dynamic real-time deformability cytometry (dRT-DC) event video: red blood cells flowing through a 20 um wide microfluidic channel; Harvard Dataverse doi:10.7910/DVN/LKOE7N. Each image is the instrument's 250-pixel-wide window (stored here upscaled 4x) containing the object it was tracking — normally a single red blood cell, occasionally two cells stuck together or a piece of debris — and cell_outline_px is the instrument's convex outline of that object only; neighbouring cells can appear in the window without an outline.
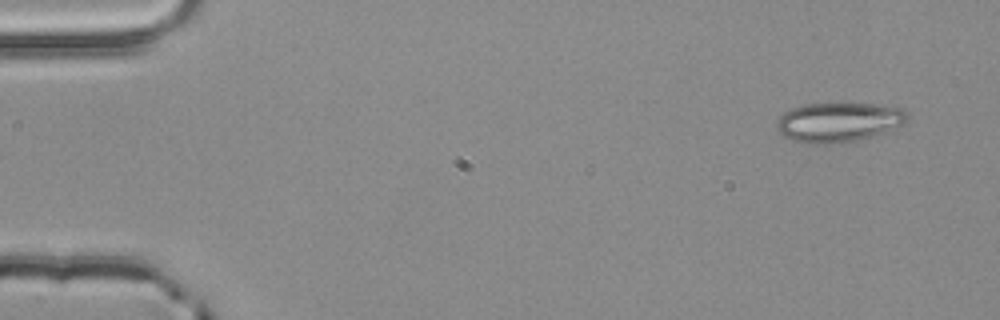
{"species": "common noctule bat (a hibernating species)", "species_latin": "Nyctalus noctula", "temperature_condition": "room temperature", "stored_images_in_passage": 3, "segment_of_instrument_passage": [2, 2], "camera_frame_rate_fps": 3000, "um_per_image_px": 0.085, "animal": {"sex": "male", "body_mass_g": 20.4}, "frame": {"image": 1, "passage_image": 3, "time_ms": 0.667, "image_size_px": [1000, 320], "cell_outline_px": [[908, 120], [904, 124], [888, 132], [860, 140], [832, 144], [808, 144], [792, 140], [784, 136], [776, 128], [776, 124], [780, 116], [784, 112], [792, 108], [804, 104], [872, 104], [904, 108], [908, 112]], "centroid_in_image_um": [71.32, 10.4], "position_along_channel_um": 13.7, "area_um2": 30.46}}